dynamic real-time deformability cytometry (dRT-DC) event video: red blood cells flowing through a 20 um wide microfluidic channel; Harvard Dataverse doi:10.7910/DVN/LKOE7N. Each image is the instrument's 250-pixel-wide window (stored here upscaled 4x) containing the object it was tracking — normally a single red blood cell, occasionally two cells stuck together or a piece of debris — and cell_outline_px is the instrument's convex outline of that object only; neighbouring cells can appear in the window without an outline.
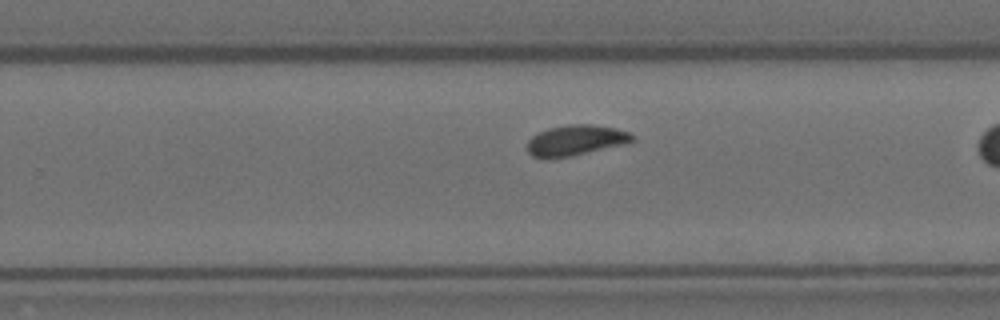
{"species": "Egyptian fruit bat (a non-hibernating species)", "species_latin": "Rousettus aegyptiacus", "temperature_condition": "room temperature", "stored_images_in_passage": 30, "camera_frame_rate_fps": 3000, "um_per_image_px": 0.085, "animal": {"sex": "female"}, "frame": {"image": 1, "passage_image": 22, "time_ms": 7.0, "image_size_px": [1000, 320], "cell_outline_px": [[632, 140], [620, 144], [572, 156], [532, 156], [528, 152], [528, 140], [532, 136], [548, 128], [568, 124], [592, 124], [616, 128], [628, 132], [632, 136]], "centroid_in_image_um": [48.9, 11.89], "position_along_channel_um": 280.9, "area_um2": 17.92}}